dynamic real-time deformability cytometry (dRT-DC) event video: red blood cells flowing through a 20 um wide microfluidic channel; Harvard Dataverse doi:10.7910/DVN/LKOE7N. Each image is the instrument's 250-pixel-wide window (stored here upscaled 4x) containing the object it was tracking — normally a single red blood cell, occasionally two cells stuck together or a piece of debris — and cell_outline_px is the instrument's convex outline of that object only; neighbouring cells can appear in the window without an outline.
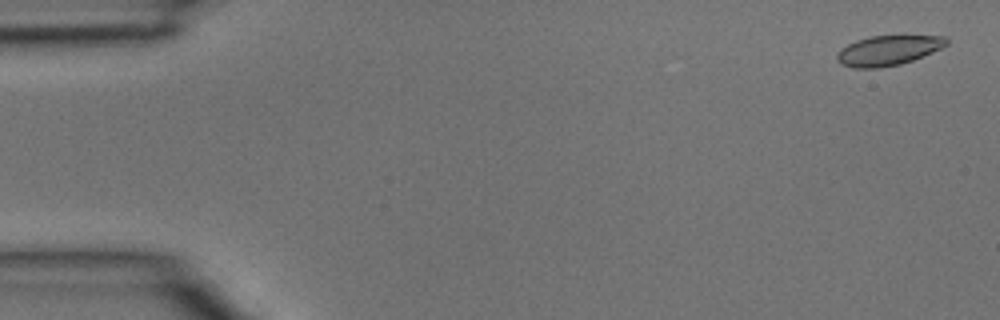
{"species": "common noctule bat (a hibernating species)", "species_latin": "Nyctalus noctula", "temperature_condition": "room temperature", "stored_images_in_passage": 4, "camera_frame_rate_fps": 3000, "um_per_image_px": 0.085, "animal": {"sex": "male", "body_mass_g": 15.6}, "frame": {"image": 1, "passage_image": 1, "time_ms": 0.0, "image_size_px": [1000, 320], "cell_outline_px": [[948, 44], [932, 52], [912, 60], [900, 64], [880, 68], [852, 68], [840, 64], [836, 60], [836, 52], [840, 48], [856, 40], [872, 36], [944, 36], [948, 40]], "centroid_in_image_um": [75.42, 4.3], "position_along_channel_um": 9.6, "area_um2": 19.07}}
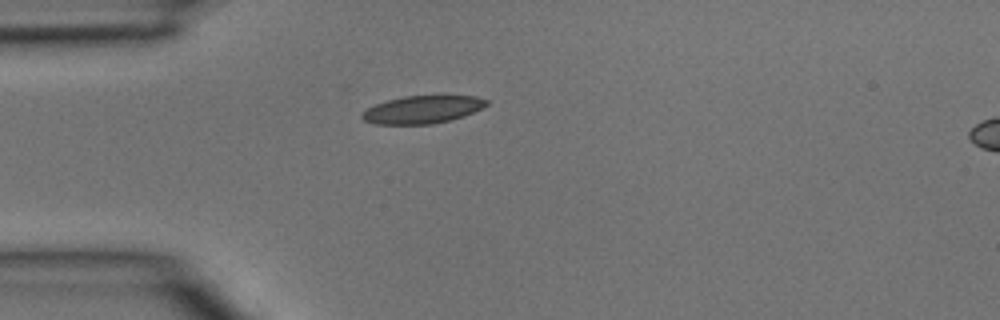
{"frame": {"image": 2, "passage_image": 4, "time_ms": 1.0, "image_size_px": [1000, 320], "cell_outline_px": [[488, 104], [464, 116], [452, 120], [432, 124], [376, 124], [364, 120], [360, 116], [368, 108], [376, 104], [388, 100], [404, 96], [476, 96], [488, 100]], "centroid_in_image_um": [35.92, 9.32], "position_along_channel_um": 49.1, "area_um2": 19.88}}